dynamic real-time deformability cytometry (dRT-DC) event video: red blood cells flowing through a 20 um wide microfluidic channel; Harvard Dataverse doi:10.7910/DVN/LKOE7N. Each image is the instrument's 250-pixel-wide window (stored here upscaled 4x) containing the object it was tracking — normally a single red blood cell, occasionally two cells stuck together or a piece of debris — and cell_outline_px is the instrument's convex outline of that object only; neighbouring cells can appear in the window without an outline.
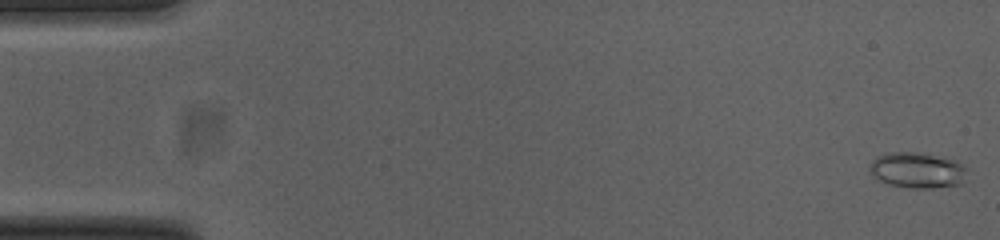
{"species": "common noctule bat (a hibernating species)", "species_latin": "Nyctalus noctula", "temperature_condition": "cold", "stored_images_in_passage": 5, "camera_frame_rate_fps": 3000, "um_per_image_px": 0.085, "animal": {"sex": "female", "body_mass_g": 23.0, "forearm_length_mm": 53.4}, "frame": {"image": 1, "passage_image": 1, "time_ms": 0.0, "image_size_px": [1000, 240], "cell_outline_px": [[968, 180], [960, 184], [932, 188], [908, 188], [888, 184], [872, 176], [868, 168], [872, 160], [876, 156], [888, 152], [916, 152], [952, 160], [964, 164], [968, 168]], "centroid_in_image_um": [77.99, 14.48], "position_along_channel_um": 7.0, "area_um2": 20.58}}